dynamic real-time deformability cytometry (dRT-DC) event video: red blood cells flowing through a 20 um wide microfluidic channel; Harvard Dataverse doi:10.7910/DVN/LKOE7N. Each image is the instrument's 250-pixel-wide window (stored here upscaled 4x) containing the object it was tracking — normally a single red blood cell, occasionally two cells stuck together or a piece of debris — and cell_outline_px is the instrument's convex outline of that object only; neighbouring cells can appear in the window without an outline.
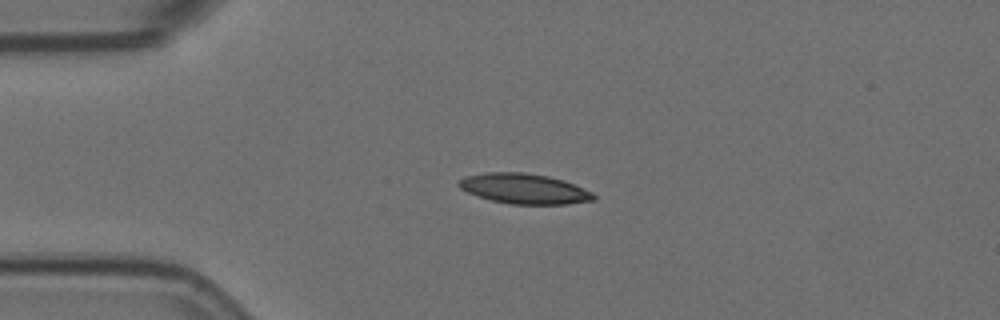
{"species": "Egyptian fruit bat (a non-hibernating species)", "species_latin": "Rousettus aegyptiacus", "temperature_condition": "room temperature", "stored_images_in_passage": 28, "camera_frame_rate_fps": 3000, "um_per_image_px": 0.085, "animal": {"sex": "female"}, "frame": {"image": 1, "passage_image": 1, "time_ms": 0.0, "image_size_px": [1000, 320], "cell_outline_px": [[596, 200], [568, 204], [508, 204], [476, 196], [460, 188], [456, 184], [464, 176], [484, 172], [524, 172], [548, 176], [564, 180], [592, 192], [596, 196]], "centroid_in_image_um": [44.54, 16.04], "position_along_channel_um": 40.5, "area_um2": 23.87}}
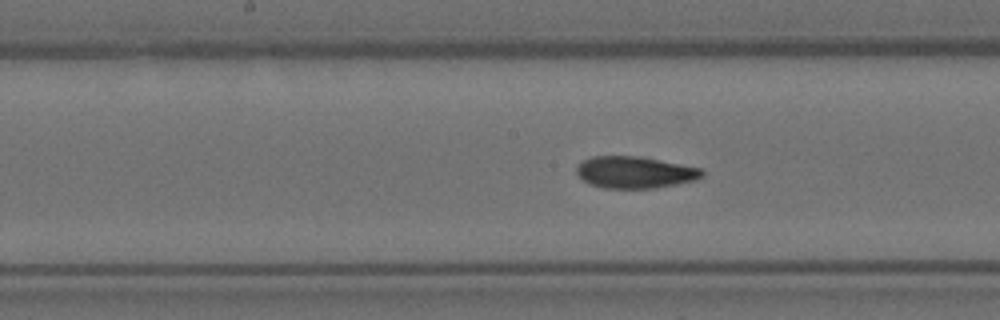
{"frame": {"image": 2, "passage_image": 16, "time_ms": 5.0, "image_size_px": [1000, 320], "cell_outline_px": [[704, 176], [696, 180], [676, 184], [652, 188], [604, 188], [588, 184], [576, 172], [576, 168], [584, 160], [592, 156], [636, 156], [700, 168], [704, 172]], "centroid_in_image_um": [53.95, 14.65], "position_along_channel_um": 194.2, "area_um2": 22.95}}
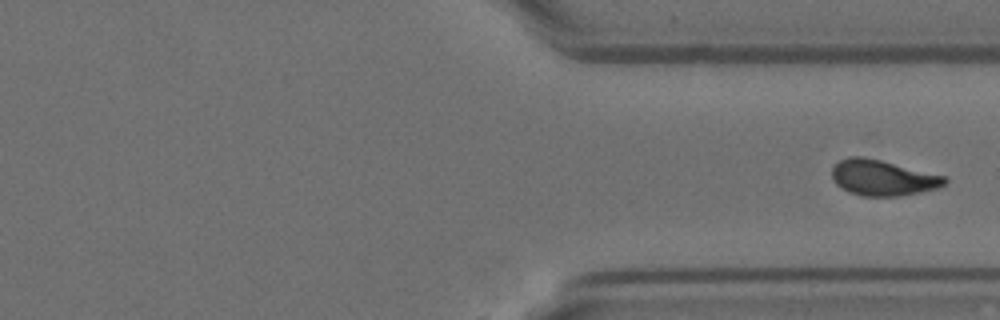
{"frame": {"image": 3, "passage_image": 28, "time_ms": 9.0, "image_size_px": [1000, 320], "cell_outline_px": [[948, 180], [940, 188], [900, 196], [860, 196], [848, 192], [836, 184], [832, 180], [832, 168], [840, 160], [848, 156], [864, 156], [948, 176]], "centroid_in_image_um": [75.05, 15.11], "position_along_channel_um": 336.4, "area_um2": 23.76}}